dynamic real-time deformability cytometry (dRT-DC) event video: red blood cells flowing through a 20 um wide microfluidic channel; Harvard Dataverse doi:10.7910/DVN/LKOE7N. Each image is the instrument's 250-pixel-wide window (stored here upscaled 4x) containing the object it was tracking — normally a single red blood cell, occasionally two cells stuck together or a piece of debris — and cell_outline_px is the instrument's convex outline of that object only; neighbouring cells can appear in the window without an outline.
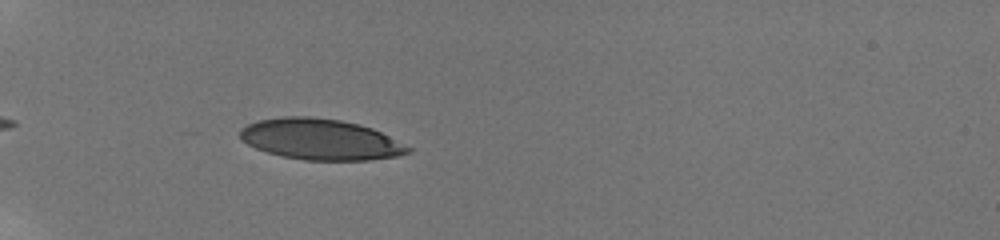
{"species": "human", "species_latin": "Homo sapiens", "temperature_condition": "room temperature", "stored_images_in_passage": 4, "camera_frame_rate_fps": 3000, "um_per_image_px": 0.085, "donor": {"sex": "male"}, "frame": {"image": 1, "passage_image": 2, "time_ms": 0.667, "image_size_px": [1000, 240], "cell_outline_px": [[412, 152], [400, 156], [368, 160], [304, 160], [280, 156], [256, 148], [240, 140], [240, 132], [248, 124], [260, 120], [284, 116], [312, 116], [340, 120], [360, 124], [372, 128], [412, 148]], "centroid_in_image_um": [27.26, 11.85], "position_along_channel_um": 57.7, "area_um2": 40.06}}